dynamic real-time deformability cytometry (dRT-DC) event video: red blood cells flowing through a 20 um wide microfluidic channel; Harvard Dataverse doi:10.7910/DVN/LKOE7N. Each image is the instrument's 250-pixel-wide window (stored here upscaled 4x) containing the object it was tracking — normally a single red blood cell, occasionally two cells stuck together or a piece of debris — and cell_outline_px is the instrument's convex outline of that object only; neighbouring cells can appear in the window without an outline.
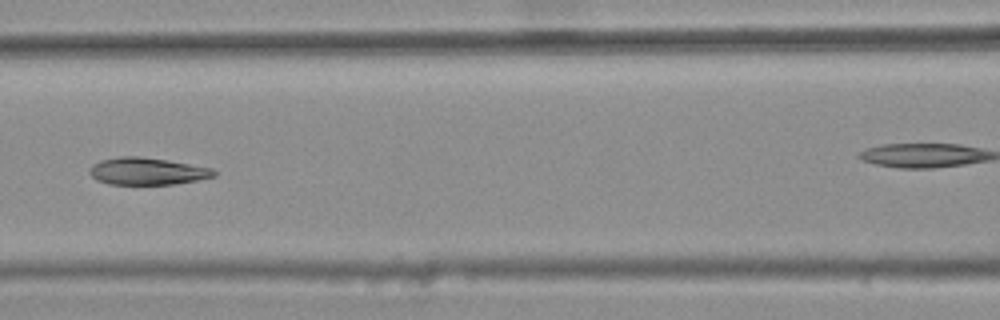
{"species": "common noctule bat (a hibernating species)", "species_latin": "Nyctalus noctula", "temperature_condition": "warm", "stored_images_in_passage": 10, "camera_frame_rate_fps": 3000, "um_per_image_px": 0.085, "animal": {"sex": "female", "body_mass_g": 25.1}, "frame": {"image": 1, "passage_image": 6, "time_ms": 1.667, "image_size_px": [1000, 320], "cell_outline_px": [[216, 176], [176, 184], [108, 184], [96, 180], [88, 172], [88, 168], [92, 164], [100, 160], [120, 156], [140, 156], [168, 160], [212, 168], [216, 172]], "centroid_in_image_um": [12.47, 14.55], "position_along_channel_um": 154.1, "area_um2": 19.83}}
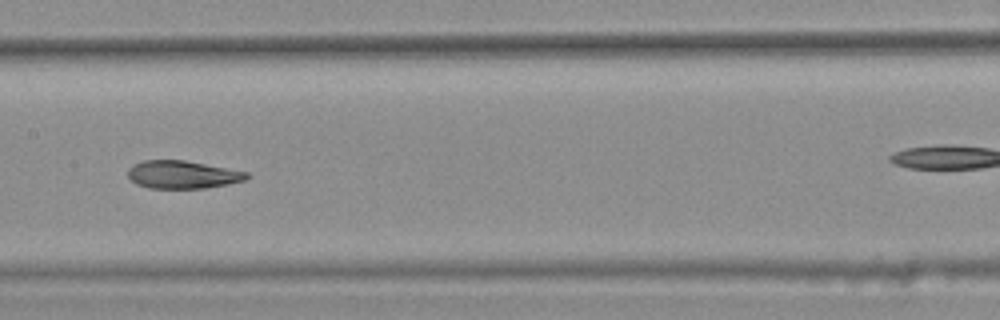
{"frame": {"image": 2, "passage_image": 7, "time_ms": 2.0, "image_size_px": [1000, 320], "cell_outline_px": [[252, 176], [248, 180], [228, 184], [204, 188], [148, 188], [136, 184], [128, 176], [128, 168], [132, 164], [144, 160], [184, 160], [248, 172]], "centroid_in_image_um": [15.53, 14.84], "position_along_channel_um": 191.9, "area_um2": 19.42}}
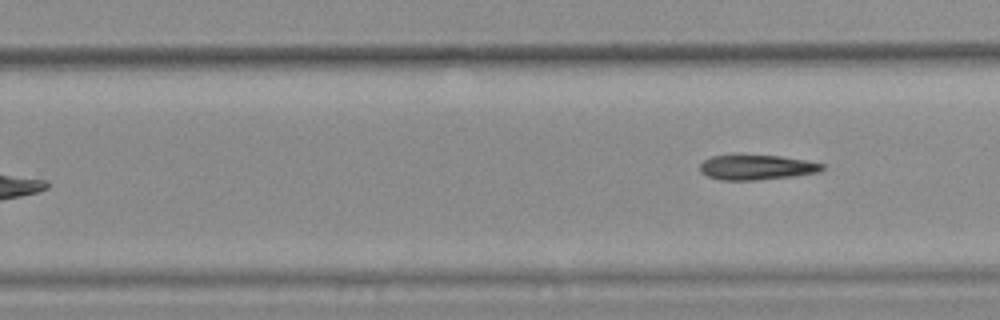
{"frame": {"image": 3, "passage_image": 10, "time_ms": 3.0, "image_size_px": [1000, 320], "cell_outline_px": [[824, 168], [820, 172], [792, 176], [756, 180], [720, 180], [708, 176], [700, 172], [700, 164], [704, 160], [712, 156], [780, 156], [808, 160], [824, 164]], "centroid_in_image_um": [64.34, 14.23], "position_along_channel_um": 265.5, "area_um2": 17.57}}